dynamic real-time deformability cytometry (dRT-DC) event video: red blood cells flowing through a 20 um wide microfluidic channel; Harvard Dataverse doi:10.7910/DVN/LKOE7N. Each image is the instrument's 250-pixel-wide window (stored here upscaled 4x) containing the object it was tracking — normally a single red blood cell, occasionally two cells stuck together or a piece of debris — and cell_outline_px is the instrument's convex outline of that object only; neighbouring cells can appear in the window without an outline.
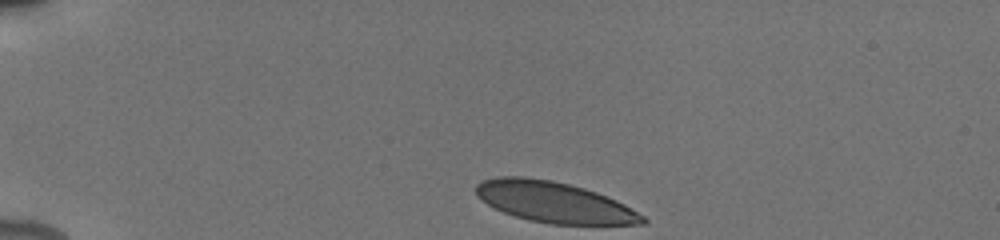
{"species": "human", "species_latin": "Homo sapiens", "temperature_condition": "cold", "stored_images_in_passage": 21, "camera_frame_rate_fps": 3000, "um_per_image_px": 0.085, "donor": {"sex": "male"}, "frame": {"image": 1, "passage_image": 1, "time_ms": 0.0, "image_size_px": [1000, 240], "cell_outline_px": [[648, 220], [644, 224], [552, 224], [528, 220], [504, 212], [488, 204], [476, 196], [476, 184], [484, 180], [500, 176], [524, 176], [552, 180], [584, 188], [596, 192], [616, 200], [624, 204], [644, 216]], "centroid_in_image_um": [47.1, 17.18], "position_along_channel_um": 37.9, "area_um2": 39.36}}
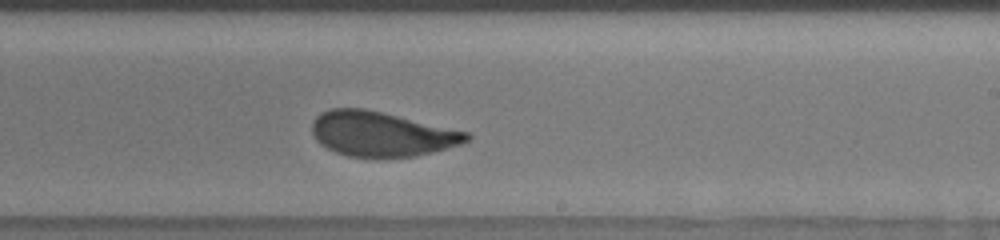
{"frame": {"image": 2, "passage_image": 13, "time_ms": 7.333, "image_size_px": [1000, 240], "cell_outline_px": [[472, 136], [468, 140], [460, 144], [432, 152], [416, 156], [380, 160], [348, 156], [336, 152], [320, 144], [316, 140], [312, 132], [312, 120], [320, 112], [332, 108], [364, 108], [468, 132]], "centroid_in_image_um": [32.39, 11.42], "position_along_channel_um": 256.6, "area_um2": 40.81}}
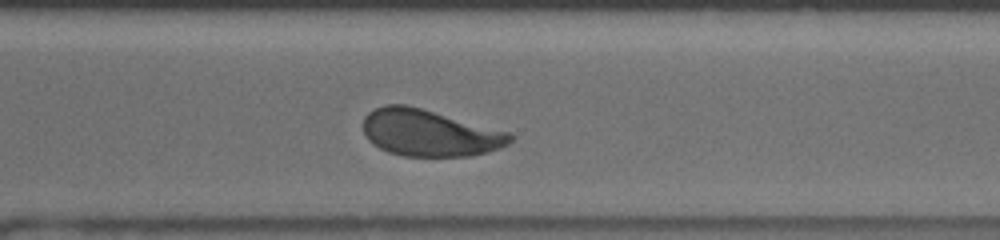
{"frame": {"image": 3, "passage_image": 17, "time_ms": 9.333, "image_size_px": [1000, 240], "cell_outline_px": [[516, 136], [508, 144], [500, 148], [488, 152], [468, 156], [404, 156], [388, 152], [372, 144], [368, 140], [364, 132], [364, 116], [368, 112], [384, 104], [408, 104], [512, 132]], "centroid_in_image_um": [36.54, 11.28], "position_along_channel_um": 334.1, "area_um2": 40.52}, "authors_computed_cell_mechanics": {"area_um2": 40.8068, "velocity_mm_per_s": 3.8749, "shape_relaxation_time_tau1_ms": 3.7339, "shape_relaxation_time_tau2_ms": null, "deformation_change_tau1": 0.1241, "deformation_change_tau2": null}}